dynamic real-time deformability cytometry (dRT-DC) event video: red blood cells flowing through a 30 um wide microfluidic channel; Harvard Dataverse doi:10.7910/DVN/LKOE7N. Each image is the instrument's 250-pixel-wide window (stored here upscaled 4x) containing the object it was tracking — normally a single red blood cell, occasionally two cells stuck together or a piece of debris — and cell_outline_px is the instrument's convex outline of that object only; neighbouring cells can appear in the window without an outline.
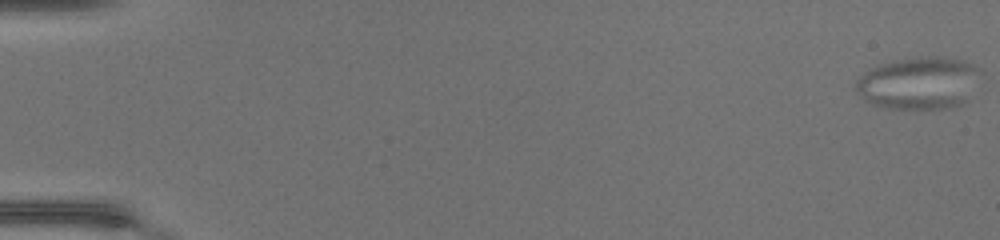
{"species": "common noctule bat (a hibernating species)", "species_latin": "Nyctalus noctula", "temperature_condition": "warm", "stored_images_in_passage": 50, "camera_frame_rate_fps": 3000, "um_per_image_px": 0.085, "animal": {"sex": "female", "body_mass_g": 17.0, "forearm_length_mm": 48.0}, "frame": {"image": 1, "passage_image": 1, "time_ms": 0.0, "image_size_px": [1000, 240], "cell_outline_px": [[972, 68], [964, 104], [948, 108], [888, 108], [872, 104], [856, 92], [856, 80], [872, 68], [880, 64], [896, 60], [916, 56], [940, 56], [960, 60], [968, 64]], "centroid_in_image_um": [77.91, 7.06], "position_along_channel_um": 7.1, "area_um2": 36.13}}
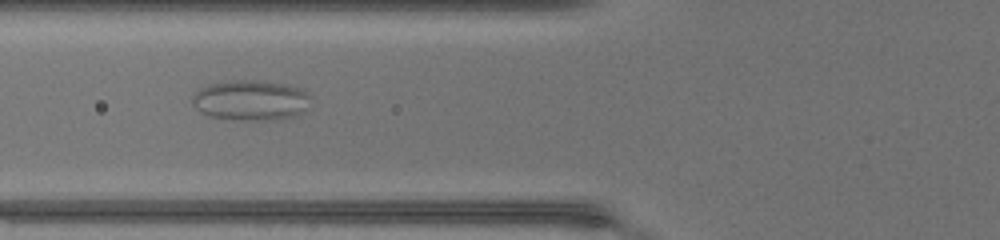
{"frame": {"image": 2, "passage_image": 21, "time_ms": 6.667, "image_size_px": [1000, 240], "cell_outline_px": [[312, 108], [304, 112], [280, 120], [252, 120], [208, 116], [200, 112], [192, 104], [192, 96], [200, 88], [208, 84], [240, 80], [256, 80], [288, 84], [300, 88], [308, 92]], "centroid_in_image_um": [21.37, 8.52], "position_along_channel_um": 104.4, "area_um2": 28.09}}
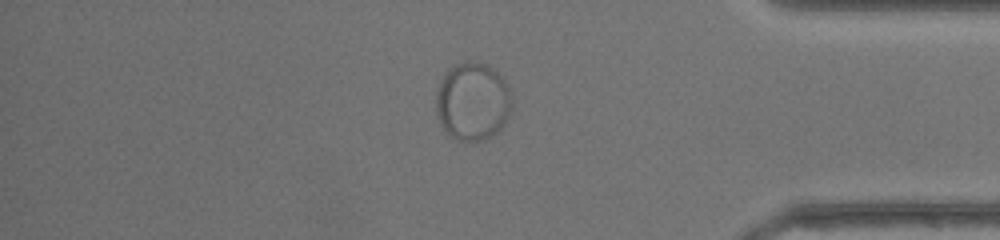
{"frame": {"image": 3, "passage_image": 43, "time_ms": 14.0, "image_size_px": [1000, 240], "cell_outline_px": [[512, 108], [508, 116], [500, 128], [496, 132], [480, 140], [456, 140], [444, 128], [440, 120], [436, 108], [436, 92], [440, 80], [456, 64], [464, 60], [468, 60], [480, 64], [496, 72], [504, 80], [508, 88], [512, 100]], "centroid_in_image_um": [40.17, 8.62], "position_along_channel_um": 395.0, "area_um2": 33.64}}